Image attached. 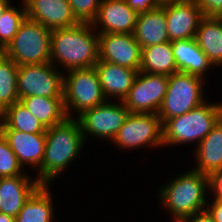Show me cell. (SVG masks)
I'll list each match as a JSON object with an SVG mask.
<instances>
[{"mask_svg":"<svg viewBox=\"0 0 222 222\" xmlns=\"http://www.w3.org/2000/svg\"><path fill=\"white\" fill-rule=\"evenodd\" d=\"M86 145L76 118H66L62 123L48 128L44 158L39 167V183L53 186V182L81 156Z\"/></svg>","mask_w":222,"mask_h":222,"instance_id":"6da1fadb","label":"cell"},{"mask_svg":"<svg viewBox=\"0 0 222 222\" xmlns=\"http://www.w3.org/2000/svg\"><path fill=\"white\" fill-rule=\"evenodd\" d=\"M98 60V33L91 23L52 30L50 63L59 70L63 69V73L72 69L92 68Z\"/></svg>","mask_w":222,"mask_h":222,"instance_id":"7a4b0ae2","label":"cell"},{"mask_svg":"<svg viewBox=\"0 0 222 222\" xmlns=\"http://www.w3.org/2000/svg\"><path fill=\"white\" fill-rule=\"evenodd\" d=\"M156 193L171 221L182 222L186 217L206 210L210 196L209 176L190 168L167 179Z\"/></svg>","mask_w":222,"mask_h":222,"instance_id":"3957f363","label":"cell"},{"mask_svg":"<svg viewBox=\"0 0 222 222\" xmlns=\"http://www.w3.org/2000/svg\"><path fill=\"white\" fill-rule=\"evenodd\" d=\"M221 101L209 102L207 98L204 103L189 112L167 119L163 123L164 148L187 144H192L195 148L222 117Z\"/></svg>","mask_w":222,"mask_h":222,"instance_id":"277c9868","label":"cell"},{"mask_svg":"<svg viewBox=\"0 0 222 222\" xmlns=\"http://www.w3.org/2000/svg\"><path fill=\"white\" fill-rule=\"evenodd\" d=\"M106 100L95 67L64 72L63 103L67 118H77Z\"/></svg>","mask_w":222,"mask_h":222,"instance_id":"5b68a950","label":"cell"},{"mask_svg":"<svg viewBox=\"0 0 222 222\" xmlns=\"http://www.w3.org/2000/svg\"><path fill=\"white\" fill-rule=\"evenodd\" d=\"M51 34V29L26 17L2 52L18 66L50 63Z\"/></svg>","mask_w":222,"mask_h":222,"instance_id":"8992f818","label":"cell"},{"mask_svg":"<svg viewBox=\"0 0 222 222\" xmlns=\"http://www.w3.org/2000/svg\"><path fill=\"white\" fill-rule=\"evenodd\" d=\"M206 80L184 72L170 75L167 92L157 113L162 122L181 116L204 103L209 96L204 93Z\"/></svg>","mask_w":222,"mask_h":222,"instance_id":"52a82bcc","label":"cell"},{"mask_svg":"<svg viewBox=\"0 0 222 222\" xmlns=\"http://www.w3.org/2000/svg\"><path fill=\"white\" fill-rule=\"evenodd\" d=\"M112 143L122 152L140 147L162 149L163 122L156 113H129Z\"/></svg>","mask_w":222,"mask_h":222,"instance_id":"ba28073f","label":"cell"},{"mask_svg":"<svg viewBox=\"0 0 222 222\" xmlns=\"http://www.w3.org/2000/svg\"><path fill=\"white\" fill-rule=\"evenodd\" d=\"M129 110L123 101L106 100L104 103L86 110L76 119L79 121L84 139L111 141L123 126Z\"/></svg>","mask_w":222,"mask_h":222,"instance_id":"9c48e42d","label":"cell"},{"mask_svg":"<svg viewBox=\"0 0 222 222\" xmlns=\"http://www.w3.org/2000/svg\"><path fill=\"white\" fill-rule=\"evenodd\" d=\"M63 71L52 63L18 67L19 98L30 96L63 99Z\"/></svg>","mask_w":222,"mask_h":222,"instance_id":"30bf717a","label":"cell"},{"mask_svg":"<svg viewBox=\"0 0 222 222\" xmlns=\"http://www.w3.org/2000/svg\"><path fill=\"white\" fill-rule=\"evenodd\" d=\"M169 76L139 71L133 86L123 100L130 113H158L165 94Z\"/></svg>","mask_w":222,"mask_h":222,"instance_id":"8fae6325","label":"cell"},{"mask_svg":"<svg viewBox=\"0 0 222 222\" xmlns=\"http://www.w3.org/2000/svg\"><path fill=\"white\" fill-rule=\"evenodd\" d=\"M99 60L140 70L141 47L133 34H98Z\"/></svg>","mask_w":222,"mask_h":222,"instance_id":"7c38bea8","label":"cell"},{"mask_svg":"<svg viewBox=\"0 0 222 222\" xmlns=\"http://www.w3.org/2000/svg\"><path fill=\"white\" fill-rule=\"evenodd\" d=\"M138 15L125 0H102L91 24L98 34H133Z\"/></svg>","mask_w":222,"mask_h":222,"instance_id":"4fadbf2b","label":"cell"},{"mask_svg":"<svg viewBox=\"0 0 222 222\" xmlns=\"http://www.w3.org/2000/svg\"><path fill=\"white\" fill-rule=\"evenodd\" d=\"M165 14L170 42L195 38L204 17L196 0H181L167 4Z\"/></svg>","mask_w":222,"mask_h":222,"instance_id":"5bb4252c","label":"cell"},{"mask_svg":"<svg viewBox=\"0 0 222 222\" xmlns=\"http://www.w3.org/2000/svg\"><path fill=\"white\" fill-rule=\"evenodd\" d=\"M26 17L54 30L79 24L68 0H23Z\"/></svg>","mask_w":222,"mask_h":222,"instance_id":"9a60e30c","label":"cell"},{"mask_svg":"<svg viewBox=\"0 0 222 222\" xmlns=\"http://www.w3.org/2000/svg\"><path fill=\"white\" fill-rule=\"evenodd\" d=\"M1 133L7 139L21 166L25 170L28 166L36 170L38 174L36 173L35 177L39 182V167L44 158L46 134L23 133L17 130H2Z\"/></svg>","mask_w":222,"mask_h":222,"instance_id":"2e32d148","label":"cell"},{"mask_svg":"<svg viewBox=\"0 0 222 222\" xmlns=\"http://www.w3.org/2000/svg\"><path fill=\"white\" fill-rule=\"evenodd\" d=\"M94 67L103 95L107 100L113 101H123L126 98L140 71L101 60Z\"/></svg>","mask_w":222,"mask_h":222,"instance_id":"e0dca14e","label":"cell"},{"mask_svg":"<svg viewBox=\"0 0 222 222\" xmlns=\"http://www.w3.org/2000/svg\"><path fill=\"white\" fill-rule=\"evenodd\" d=\"M40 185L30 175L0 177V212L15 217Z\"/></svg>","mask_w":222,"mask_h":222,"instance_id":"ac0fdd59","label":"cell"},{"mask_svg":"<svg viewBox=\"0 0 222 222\" xmlns=\"http://www.w3.org/2000/svg\"><path fill=\"white\" fill-rule=\"evenodd\" d=\"M171 44L178 72L194 74L204 79L208 78L207 73H210L211 69L215 67L199 48L195 38L174 40L171 41Z\"/></svg>","mask_w":222,"mask_h":222,"instance_id":"d6986e66","label":"cell"},{"mask_svg":"<svg viewBox=\"0 0 222 222\" xmlns=\"http://www.w3.org/2000/svg\"><path fill=\"white\" fill-rule=\"evenodd\" d=\"M133 35L141 48L170 41L167 30L165 5L158 6L149 12L140 13Z\"/></svg>","mask_w":222,"mask_h":222,"instance_id":"ffe728a7","label":"cell"},{"mask_svg":"<svg viewBox=\"0 0 222 222\" xmlns=\"http://www.w3.org/2000/svg\"><path fill=\"white\" fill-rule=\"evenodd\" d=\"M195 164L191 167L203 174L210 175L222 169V117L211 132L194 148Z\"/></svg>","mask_w":222,"mask_h":222,"instance_id":"44dd1931","label":"cell"},{"mask_svg":"<svg viewBox=\"0 0 222 222\" xmlns=\"http://www.w3.org/2000/svg\"><path fill=\"white\" fill-rule=\"evenodd\" d=\"M52 190L51 185H40L15 216V222H56Z\"/></svg>","mask_w":222,"mask_h":222,"instance_id":"7402d4cb","label":"cell"},{"mask_svg":"<svg viewBox=\"0 0 222 222\" xmlns=\"http://www.w3.org/2000/svg\"><path fill=\"white\" fill-rule=\"evenodd\" d=\"M199 48L217 69L222 67V17L204 16L196 31Z\"/></svg>","mask_w":222,"mask_h":222,"instance_id":"603a6c76","label":"cell"},{"mask_svg":"<svg viewBox=\"0 0 222 222\" xmlns=\"http://www.w3.org/2000/svg\"><path fill=\"white\" fill-rule=\"evenodd\" d=\"M140 71L167 76L178 72L171 42L141 48Z\"/></svg>","mask_w":222,"mask_h":222,"instance_id":"cb8c5ba5","label":"cell"},{"mask_svg":"<svg viewBox=\"0 0 222 222\" xmlns=\"http://www.w3.org/2000/svg\"><path fill=\"white\" fill-rule=\"evenodd\" d=\"M19 101L46 129L62 123L67 118L63 99L30 96L19 98Z\"/></svg>","mask_w":222,"mask_h":222,"instance_id":"d4e9b609","label":"cell"},{"mask_svg":"<svg viewBox=\"0 0 222 222\" xmlns=\"http://www.w3.org/2000/svg\"><path fill=\"white\" fill-rule=\"evenodd\" d=\"M2 130H17L23 133L46 134L43 124L20 101L5 109Z\"/></svg>","mask_w":222,"mask_h":222,"instance_id":"484cf974","label":"cell"},{"mask_svg":"<svg viewBox=\"0 0 222 222\" xmlns=\"http://www.w3.org/2000/svg\"><path fill=\"white\" fill-rule=\"evenodd\" d=\"M18 65L0 51V106L5 110L19 101Z\"/></svg>","mask_w":222,"mask_h":222,"instance_id":"4316f807","label":"cell"},{"mask_svg":"<svg viewBox=\"0 0 222 222\" xmlns=\"http://www.w3.org/2000/svg\"><path fill=\"white\" fill-rule=\"evenodd\" d=\"M19 4L22 5L16 7L15 4L11 3L2 14L0 20V51L8 46L18 32L19 26L26 19V8L23 0Z\"/></svg>","mask_w":222,"mask_h":222,"instance_id":"83f0119b","label":"cell"},{"mask_svg":"<svg viewBox=\"0 0 222 222\" xmlns=\"http://www.w3.org/2000/svg\"><path fill=\"white\" fill-rule=\"evenodd\" d=\"M17 175L30 174L21 166L7 139L0 133V177H14Z\"/></svg>","mask_w":222,"mask_h":222,"instance_id":"f1b7e54d","label":"cell"},{"mask_svg":"<svg viewBox=\"0 0 222 222\" xmlns=\"http://www.w3.org/2000/svg\"><path fill=\"white\" fill-rule=\"evenodd\" d=\"M73 14L80 23H92L102 0H68Z\"/></svg>","mask_w":222,"mask_h":222,"instance_id":"f546056e","label":"cell"},{"mask_svg":"<svg viewBox=\"0 0 222 222\" xmlns=\"http://www.w3.org/2000/svg\"><path fill=\"white\" fill-rule=\"evenodd\" d=\"M204 16L222 17V0H196Z\"/></svg>","mask_w":222,"mask_h":222,"instance_id":"4dcf8cb0","label":"cell"},{"mask_svg":"<svg viewBox=\"0 0 222 222\" xmlns=\"http://www.w3.org/2000/svg\"><path fill=\"white\" fill-rule=\"evenodd\" d=\"M209 194L214 199L222 200V169L209 175Z\"/></svg>","mask_w":222,"mask_h":222,"instance_id":"1f68e13d","label":"cell"},{"mask_svg":"<svg viewBox=\"0 0 222 222\" xmlns=\"http://www.w3.org/2000/svg\"><path fill=\"white\" fill-rule=\"evenodd\" d=\"M126 3L138 14L149 12L158 7L154 0H125Z\"/></svg>","mask_w":222,"mask_h":222,"instance_id":"d6a6232c","label":"cell"},{"mask_svg":"<svg viewBox=\"0 0 222 222\" xmlns=\"http://www.w3.org/2000/svg\"><path fill=\"white\" fill-rule=\"evenodd\" d=\"M206 210L213 217L215 222H222V200L209 197Z\"/></svg>","mask_w":222,"mask_h":222,"instance_id":"836d02e7","label":"cell"},{"mask_svg":"<svg viewBox=\"0 0 222 222\" xmlns=\"http://www.w3.org/2000/svg\"><path fill=\"white\" fill-rule=\"evenodd\" d=\"M182 222H215L213 217L207 210L195 213L192 216L186 217Z\"/></svg>","mask_w":222,"mask_h":222,"instance_id":"e575fe53","label":"cell"},{"mask_svg":"<svg viewBox=\"0 0 222 222\" xmlns=\"http://www.w3.org/2000/svg\"><path fill=\"white\" fill-rule=\"evenodd\" d=\"M13 3L11 0H0V20L6 8Z\"/></svg>","mask_w":222,"mask_h":222,"instance_id":"d590c367","label":"cell"},{"mask_svg":"<svg viewBox=\"0 0 222 222\" xmlns=\"http://www.w3.org/2000/svg\"><path fill=\"white\" fill-rule=\"evenodd\" d=\"M0 222H15V217L0 212Z\"/></svg>","mask_w":222,"mask_h":222,"instance_id":"8d00e7d4","label":"cell"},{"mask_svg":"<svg viewBox=\"0 0 222 222\" xmlns=\"http://www.w3.org/2000/svg\"><path fill=\"white\" fill-rule=\"evenodd\" d=\"M156 2V4L158 6H164V5H167V4H172V3H176V2H179L181 0H154Z\"/></svg>","mask_w":222,"mask_h":222,"instance_id":"74e56055","label":"cell"},{"mask_svg":"<svg viewBox=\"0 0 222 222\" xmlns=\"http://www.w3.org/2000/svg\"><path fill=\"white\" fill-rule=\"evenodd\" d=\"M4 116L5 110L0 106V133L2 132V128L4 127Z\"/></svg>","mask_w":222,"mask_h":222,"instance_id":"f35d334b","label":"cell"}]
</instances>
